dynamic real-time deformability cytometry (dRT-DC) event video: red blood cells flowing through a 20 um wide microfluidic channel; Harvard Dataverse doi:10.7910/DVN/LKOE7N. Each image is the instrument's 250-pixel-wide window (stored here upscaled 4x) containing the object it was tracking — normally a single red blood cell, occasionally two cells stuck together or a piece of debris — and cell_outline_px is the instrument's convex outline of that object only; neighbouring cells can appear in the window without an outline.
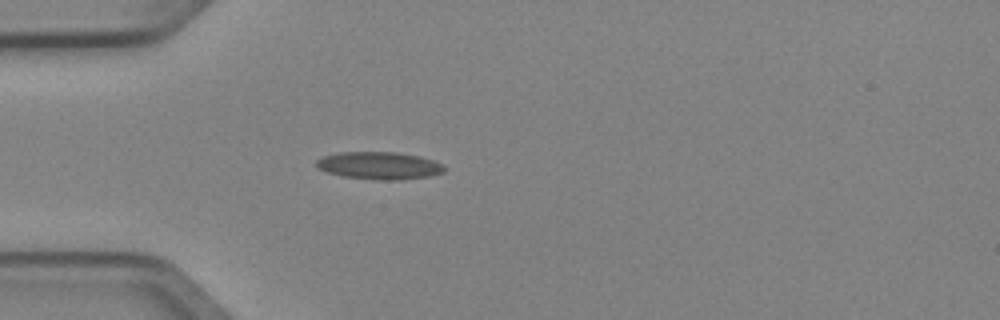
{"species": "Egyptian fruit bat (a non-hibernating species)", "species_latin": "Rousettus aegyptiacus", "temperature_condition": "cold", "stored_images_in_passage": 4, "camera_frame_rate_fps": 3000, "um_per_image_px": 0.085, "animal": {"sex": "female"}, "frame": {"image": 1, "passage_image": 4, "time_ms": 1.0, "image_size_px": [1000, 320], "cell_outline_px": [[444, 172], [432, 176], [396, 180], [380, 180], [344, 176], [328, 172], [320, 168], [316, 164], [316, 160], [324, 156], [340, 152], [396, 152], [420, 156], [444, 164]], "centroid_in_image_um": [32.29, 14.07], "position_along_channel_um": 52.7, "area_um2": 20.35}}